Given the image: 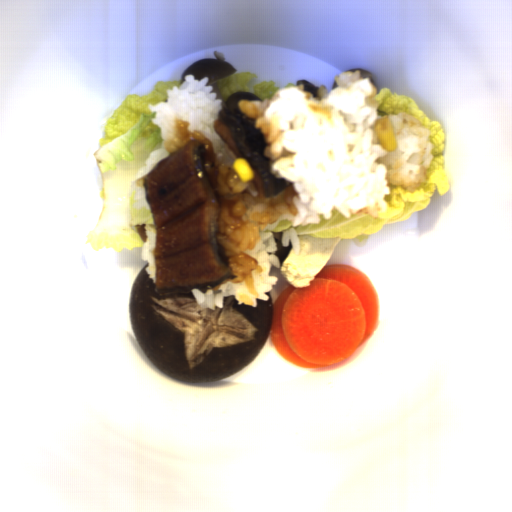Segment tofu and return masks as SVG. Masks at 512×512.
Returning <instances> with one entry per match:
<instances>
[{"label": "tofu", "instance_id": "tofu-1", "mask_svg": "<svg viewBox=\"0 0 512 512\" xmlns=\"http://www.w3.org/2000/svg\"><path fill=\"white\" fill-rule=\"evenodd\" d=\"M300 252L293 246L280 267V274L295 289L311 286L315 276L328 265L341 238H315L297 235Z\"/></svg>", "mask_w": 512, "mask_h": 512}]
</instances>
